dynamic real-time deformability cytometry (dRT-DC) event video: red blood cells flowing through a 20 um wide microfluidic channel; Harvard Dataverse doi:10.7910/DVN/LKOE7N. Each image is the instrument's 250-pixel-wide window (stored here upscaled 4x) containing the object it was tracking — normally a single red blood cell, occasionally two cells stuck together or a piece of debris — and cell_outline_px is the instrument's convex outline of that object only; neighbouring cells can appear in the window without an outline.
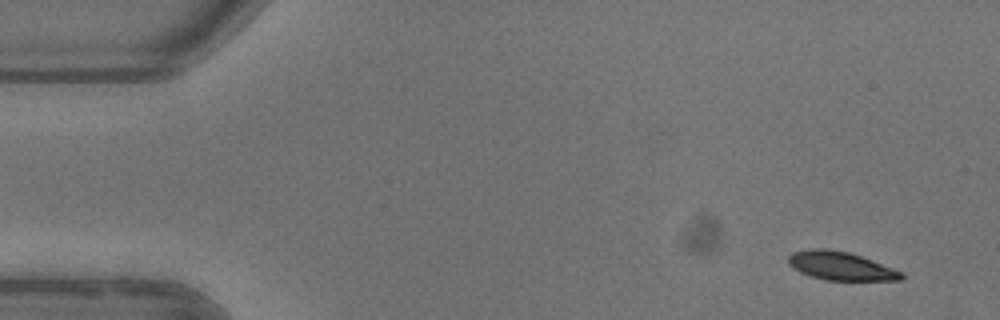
{"species": "common noctule bat (a hibernating species)", "species_latin": "Nyctalus noctula", "temperature_condition": "warm", "stored_images_in_passage": 6, "camera_frame_rate_fps": 3000, "um_per_image_px": 0.085, "animal": {"sex": "female"}, "frame": {"image": 1, "passage_image": 1, "time_ms": 0.0, "image_size_px": [1000, 320], "cell_outline_px": [[904, 276], [900, 280], [824, 280], [800, 272], [788, 264], [788, 256], [792, 252], [812, 248], [824, 248], [848, 252], [872, 260], [904, 272]], "centroid_in_image_um": [71.45, 22.6], "position_along_channel_um": 13.5, "area_um2": 18.67}}
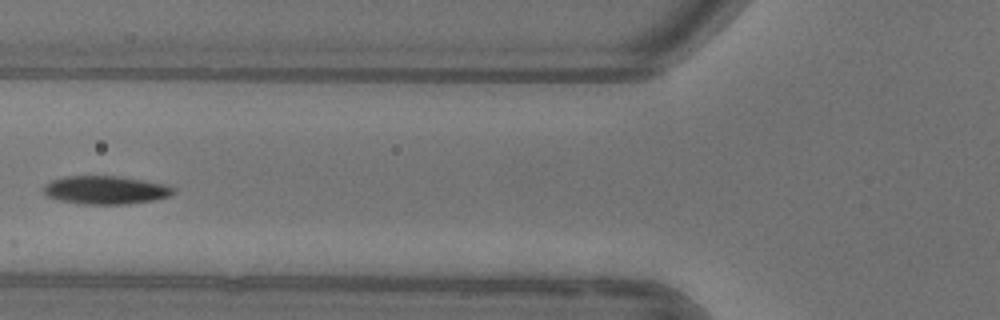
{"frame": {"image": 2, "passage_image": 5, "time_ms": 5.667, "image_size_px": [1000, 320], "cell_outline_px": [[176, 192], [168, 196], [156, 200], [124, 204], [84, 204], [60, 200], [48, 196], [44, 192], [44, 184], [52, 180], [64, 176], [120, 176], [168, 184], [176, 188]], "centroid_in_image_um": [9.03, 16.14], "position_along_channel_um": 116.8, "area_um2": 21.5}}
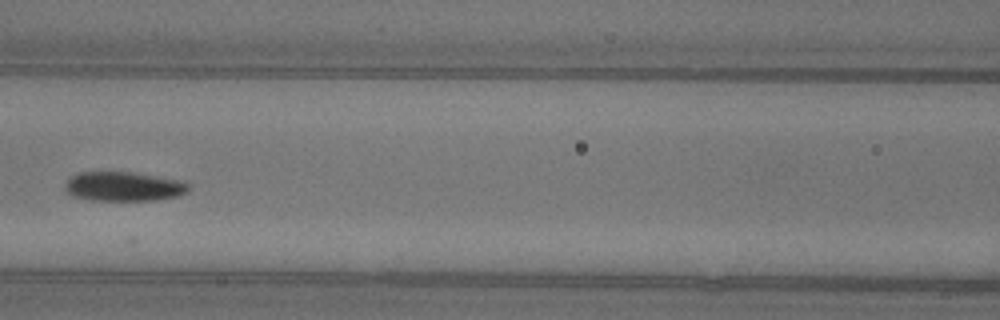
{"frame": {"image": 3, "passage_image": 6, "time_ms": 6.667, "image_size_px": [1000, 320], "cell_outline_px": [[188, 192], [180, 196], [152, 200], [92, 200], [72, 196], [64, 192], [64, 184], [68, 176], [80, 172], [132, 172], [180, 180], [188, 184]], "centroid_in_image_um": [10.44, 15.85], "position_along_channel_um": 156.2, "area_um2": 21.33}}